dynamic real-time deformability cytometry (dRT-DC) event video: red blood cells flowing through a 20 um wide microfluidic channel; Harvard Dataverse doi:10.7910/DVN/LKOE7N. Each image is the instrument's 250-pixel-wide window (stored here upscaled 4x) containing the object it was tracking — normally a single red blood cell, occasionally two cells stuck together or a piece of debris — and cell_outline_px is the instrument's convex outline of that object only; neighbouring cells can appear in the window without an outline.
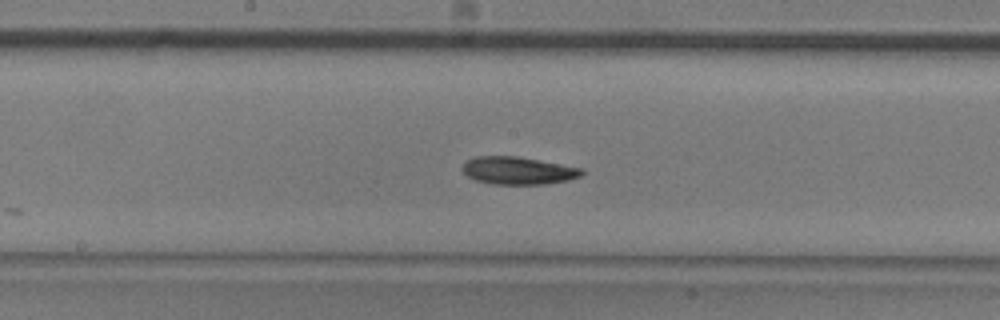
{"species": "common noctule bat (a hibernating species)", "species_latin": "Nyctalus noctula", "temperature_condition": "room temperature", "stored_images_in_passage": 7, "camera_frame_rate_fps": 3000, "um_per_image_px": 0.085, "animal": {"sex": "male", "body_mass_g": 20.5, "forearm_length_mm": 52.5}, "frame": {"image": 1, "passage_image": 7, "time_ms": 8.0, "image_size_px": [1000, 320], "cell_outline_px": [[584, 172], [580, 176], [568, 180], [548, 184], [492, 184], [476, 180], [468, 176], [460, 168], [468, 160], [476, 156], [516, 156], [584, 168]], "centroid_in_image_um": [44.05, 14.5], "position_along_channel_um": 204.1, "area_um2": 19.19}}